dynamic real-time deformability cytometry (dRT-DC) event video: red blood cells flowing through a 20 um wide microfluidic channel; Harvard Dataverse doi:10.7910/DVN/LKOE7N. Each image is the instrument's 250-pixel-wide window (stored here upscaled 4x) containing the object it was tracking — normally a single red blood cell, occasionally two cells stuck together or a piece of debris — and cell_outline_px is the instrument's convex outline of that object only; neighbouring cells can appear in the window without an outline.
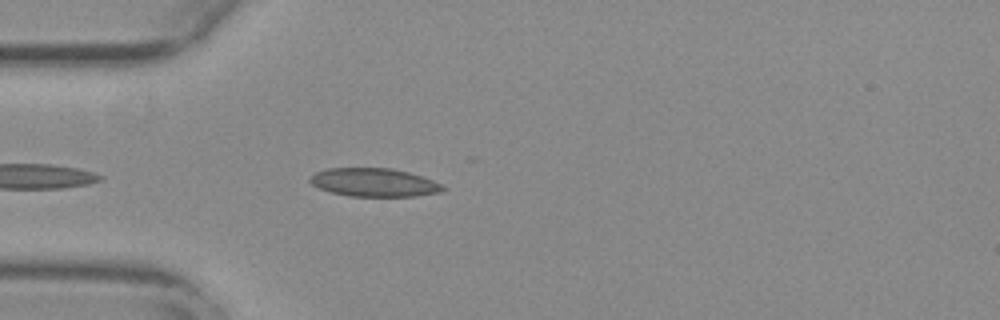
{"species": "common noctule bat (a hibernating species)", "species_latin": "Nyctalus noctula", "temperature_condition": "warm", "stored_images_in_passage": 27, "camera_frame_rate_fps": 3000, "um_per_image_px": 0.085, "animal": {"sex": "female", "body_mass_g": 29.2, "forearm_length_mm": 56.3}, "frame": {"image": 1, "passage_image": 3, "time_ms": 0.667, "image_size_px": [1000, 320], "cell_outline_px": [[448, 188], [440, 192], [416, 196], [352, 196], [332, 192], [320, 188], [312, 184], [308, 180], [308, 176], [316, 172], [328, 168], [392, 168], [408, 172], [444, 184]], "centroid_in_image_um": [31.81, 15.5], "position_along_channel_um": 53.2, "area_um2": 21.96}}
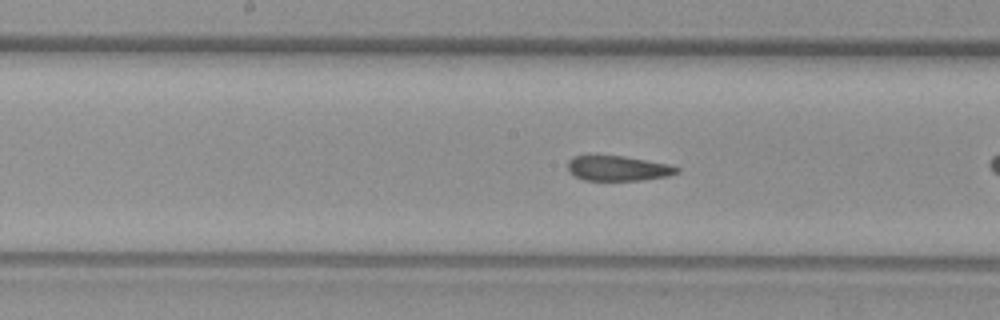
{"frame": {"image": 2, "passage_image": 12, "time_ms": 3.667, "image_size_px": [1000, 320], "cell_outline_px": [[680, 172], [668, 176], [640, 180], [584, 180], [568, 172], [568, 160], [572, 156], [624, 156], [668, 164], [680, 168]], "centroid_in_image_um": [52.53, 14.31], "position_along_channel_um": 195.7, "area_um2": 15.84}}
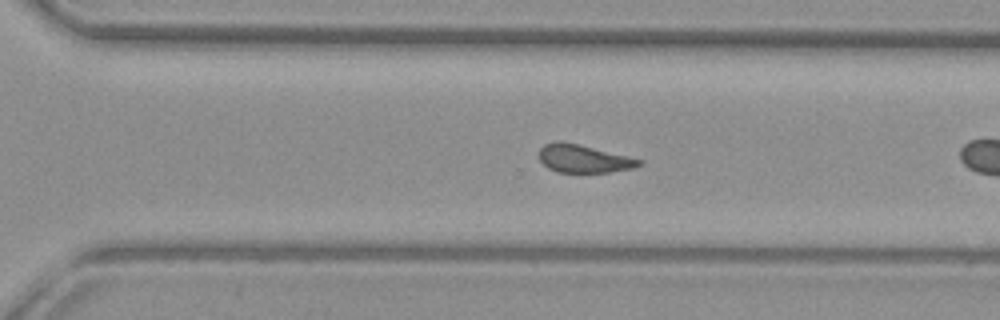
{"frame": {"image": 3, "passage_image": 22, "time_ms": 7.0, "image_size_px": [1000, 320], "cell_outline_px": [[644, 164], [632, 168], [608, 172], [556, 172], [548, 168], [540, 160], [540, 148], [544, 144], [556, 140], [560, 140], [644, 160]], "centroid_in_image_um": [49.6, 13.48], "position_along_channel_um": 321.0, "area_um2": 16.18}}